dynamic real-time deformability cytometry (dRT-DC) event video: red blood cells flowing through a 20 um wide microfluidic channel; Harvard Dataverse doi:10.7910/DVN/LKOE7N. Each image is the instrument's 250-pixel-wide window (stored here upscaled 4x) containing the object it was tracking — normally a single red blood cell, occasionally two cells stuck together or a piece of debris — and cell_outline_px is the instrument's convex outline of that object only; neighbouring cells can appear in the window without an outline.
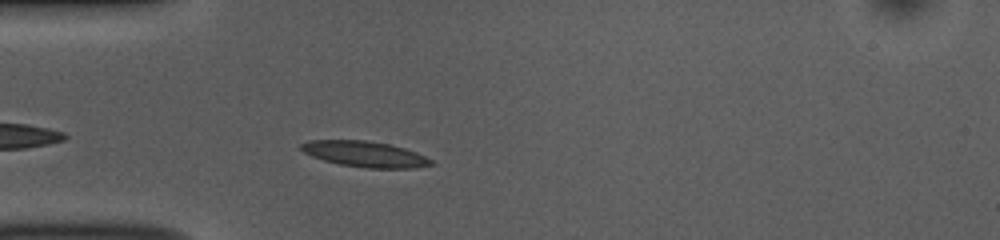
{"species": "common noctule bat (a hibernating species)", "species_latin": "Nyctalus noctula", "temperature_condition": "room temperature", "stored_images_in_passage": 30, "camera_frame_rate_fps": 3000, "um_per_image_px": 0.085, "animal": {"sex": "female", "body_mass_g": 10.0, "forearm_length_mm": 53.1}, "frame": {"image": 1, "passage_image": 4, "time_ms": 1.0, "image_size_px": [1000, 240], "cell_outline_px": [[436, 164], [412, 168], [364, 168], [340, 164], [324, 160], [312, 156], [304, 152], [300, 148], [300, 144], [308, 140], [364, 140], [388, 144], [404, 148], [416, 152], [432, 160]], "centroid_in_image_um": [31.01, 13.1], "position_along_channel_um": 54.0, "area_um2": 19.42}}
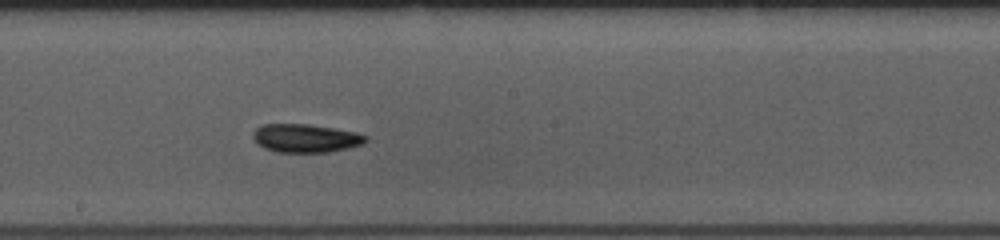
{"frame": {"image": 2, "passage_image": 18, "time_ms": 5.667, "image_size_px": [1000, 240], "cell_outline_px": [[368, 140], [364, 144], [348, 148], [328, 152], [276, 152], [264, 148], [256, 144], [252, 136], [252, 132], [260, 124], [308, 124], [356, 132], [368, 136]], "centroid_in_image_um": [25.95, 11.75], "position_along_channel_um": 222.2, "area_um2": 18.84}}
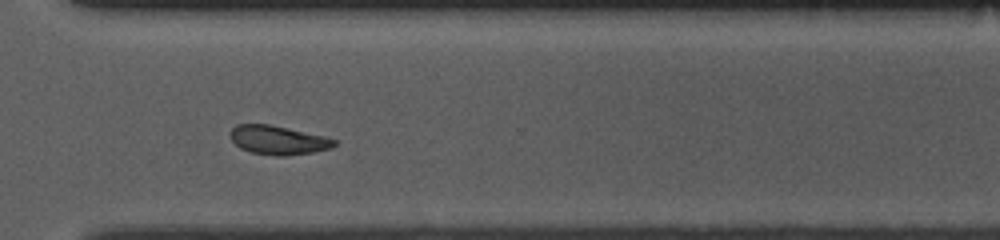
{"frame": {"image": 3, "passage_image": 28, "time_ms": 9.0, "image_size_px": [1000, 240], "cell_outline_px": [[336, 144], [332, 148], [312, 152], [284, 156], [276, 156], [252, 152], [240, 148], [232, 140], [232, 128], [236, 124], [268, 124], [288, 128], [324, 136], [336, 140]], "centroid_in_image_um": [23.66, 11.91], "position_along_channel_um": 346.9, "area_um2": 17.28}, "authors_computed_cell_mechanics": {"area_um2": 18.3226, "velocity_mm_per_s": 3.7374, "shape_relaxation_time_tau1_ms": 3.9015, "shape_relaxation_time_tau2_ms": 8.302, "deformation_change_tau1": 0.1144, "deformation_change_tau2": 0.0934}}